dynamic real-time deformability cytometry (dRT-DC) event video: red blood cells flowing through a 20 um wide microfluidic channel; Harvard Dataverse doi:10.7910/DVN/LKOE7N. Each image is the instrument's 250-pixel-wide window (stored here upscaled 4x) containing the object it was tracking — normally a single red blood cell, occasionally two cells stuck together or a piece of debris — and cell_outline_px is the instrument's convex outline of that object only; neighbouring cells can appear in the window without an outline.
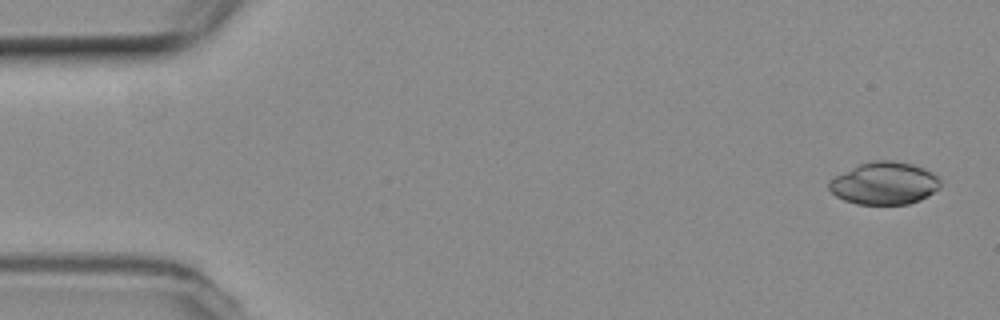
{"species": "common noctule bat (a hibernating species)", "species_latin": "Nyctalus noctula", "temperature_condition": "room temperature", "stored_images_in_passage": 53, "camera_frame_rate_fps": 3000, "um_per_image_px": 0.085, "animal": {"sex": "female", "body_mass_g": 19.3, "forearm_length_mm": 54.1}, "frame": {"image": 1, "passage_image": 1, "time_ms": 0.0, "image_size_px": [1000, 320], "cell_outline_px": [[940, 188], [928, 196], [920, 200], [908, 204], [856, 204], [844, 200], [836, 196], [828, 188], [828, 180], [860, 164], [876, 160], [892, 160], [912, 164], [924, 168], [932, 172], [940, 180]], "centroid_in_image_um": [75.18, 15.59], "position_along_channel_um": 9.8, "area_um2": 27.51}}
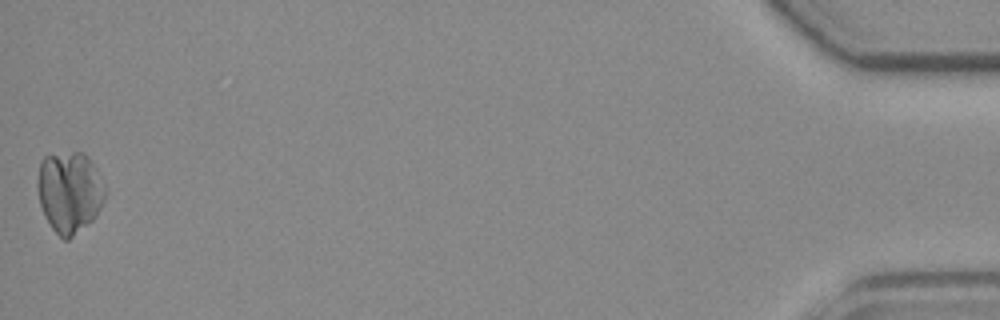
{"frame": {"image": 2, "passage_image": 53, "time_ms": 17.333, "image_size_px": [1000, 320], "cell_outline_px": [[104, 200], [100, 208], [92, 220], [68, 240], [64, 240], [52, 228], [44, 216], [40, 204], [36, 188], [36, 180], [40, 160], [44, 156], [72, 152], [80, 152], [96, 168], [104, 188]], "centroid_in_image_um": [5.85, 16.33], "position_along_channel_um": 429.4, "area_um2": 31.73}}